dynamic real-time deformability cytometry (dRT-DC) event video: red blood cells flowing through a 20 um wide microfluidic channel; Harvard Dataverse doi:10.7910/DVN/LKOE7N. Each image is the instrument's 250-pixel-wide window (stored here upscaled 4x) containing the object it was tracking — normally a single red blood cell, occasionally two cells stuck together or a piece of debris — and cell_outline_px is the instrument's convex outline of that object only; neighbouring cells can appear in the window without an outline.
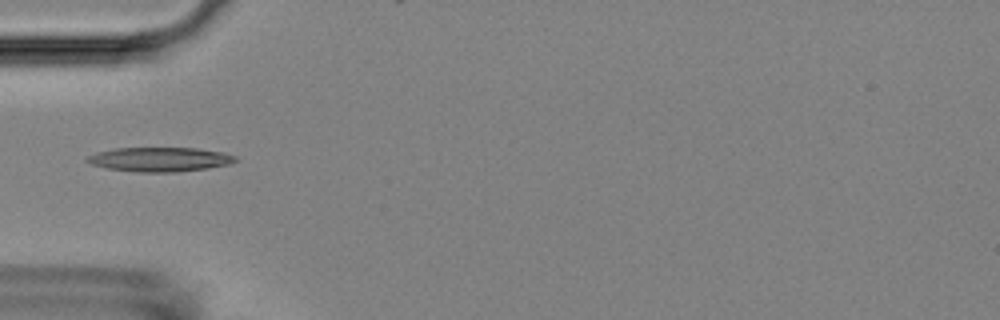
{"species": "Egyptian fruit bat (a non-hibernating species)", "species_latin": "Rousettus aegyptiacus", "temperature_condition": "room temperature", "stored_images_in_passage": 32, "camera_frame_rate_fps": 3000, "um_per_image_px": 0.085, "animal": {"sex": "female"}, "frame": {"image": 1, "passage_image": 1, "time_ms": 0.0, "image_size_px": [1000, 320], "cell_outline_px": [[236, 160], [228, 164], [208, 168], [176, 172], [136, 172], [108, 168], [92, 164], [84, 160], [88, 156], [100, 152], [116, 148], [196, 148], [224, 152], [236, 156]], "centroid_in_image_um": [13.6, 13.55], "position_along_channel_um": 71.4, "area_um2": 20.81}}
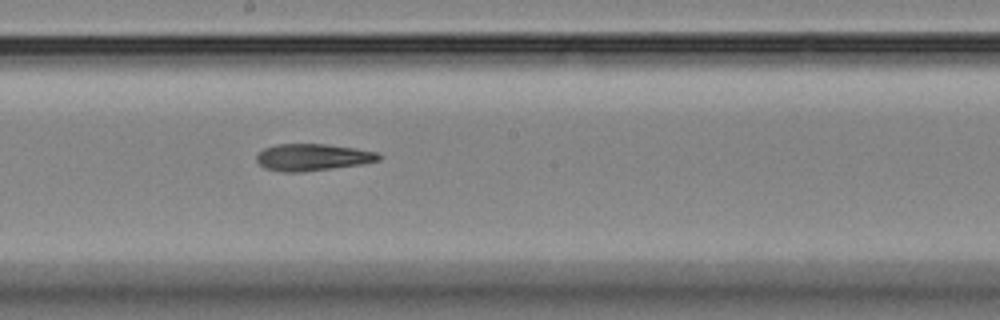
{"frame": {"image": 2, "passage_image": 13, "time_ms": 4.0, "image_size_px": [1000, 320], "cell_outline_px": [[384, 156], [380, 160], [364, 164], [304, 172], [280, 172], [264, 168], [256, 160], [256, 156], [264, 148], [276, 144], [324, 144], [356, 148], [376, 152]], "centroid_in_image_um": [26.59, 13.37], "position_along_channel_um": 221.6, "area_um2": 19.36}}
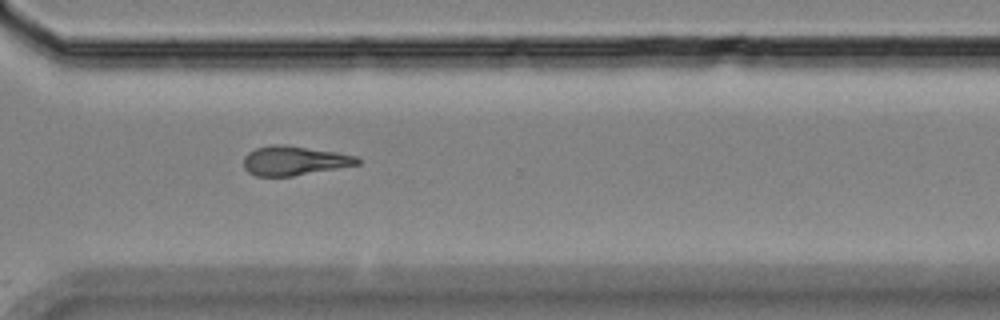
{"frame": {"image": 3, "passage_image": 23, "time_ms": 7.333, "image_size_px": [1000, 320], "cell_outline_px": [[360, 164], [292, 176], [256, 176], [248, 172], [244, 168], [244, 156], [248, 152], [256, 148], [272, 144], [284, 144], [336, 152], [356, 156], [360, 160]], "centroid_in_image_um": [24.98, 13.65], "position_along_channel_um": 345.6, "area_um2": 19.36}}